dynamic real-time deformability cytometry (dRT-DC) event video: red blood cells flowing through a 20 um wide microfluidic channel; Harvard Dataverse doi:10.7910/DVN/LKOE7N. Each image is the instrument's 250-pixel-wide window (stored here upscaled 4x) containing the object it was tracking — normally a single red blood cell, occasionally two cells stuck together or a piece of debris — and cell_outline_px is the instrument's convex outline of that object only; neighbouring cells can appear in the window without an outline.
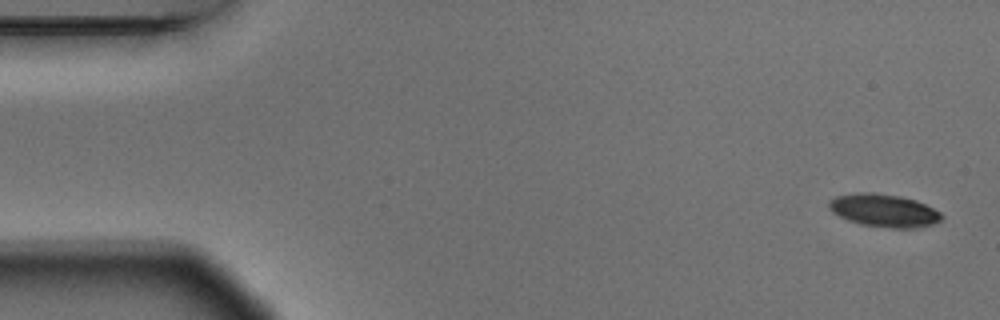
{"species": "Egyptian fruit bat (a non-hibernating species)", "species_latin": "Rousettus aegyptiacus", "temperature_condition": "warm", "stored_images_in_passage": 4, "camera_frame_rate_fps": 3000, "um_per_image_px": 0.085, "animal": {"sex": "male"}, "frame": {"image": 1, "passage_image": 1, "time_ms": 0.0, "image_size_px": [1000, 320], "cell_outline_px": [[944, 216], [940, 220], [932, 224], [912, 228], [892, 228], [860, 224], [848, 220], [832, 212], [828, 208], [828, 200], [836, 196], [856, 192], [872, 192], [900, 196], [916, 200], [940, 212]], "centroid_in_image_um": [75.09, 17.88], "position_along_channel_um": 9.9, "area_um2": 21.56}}